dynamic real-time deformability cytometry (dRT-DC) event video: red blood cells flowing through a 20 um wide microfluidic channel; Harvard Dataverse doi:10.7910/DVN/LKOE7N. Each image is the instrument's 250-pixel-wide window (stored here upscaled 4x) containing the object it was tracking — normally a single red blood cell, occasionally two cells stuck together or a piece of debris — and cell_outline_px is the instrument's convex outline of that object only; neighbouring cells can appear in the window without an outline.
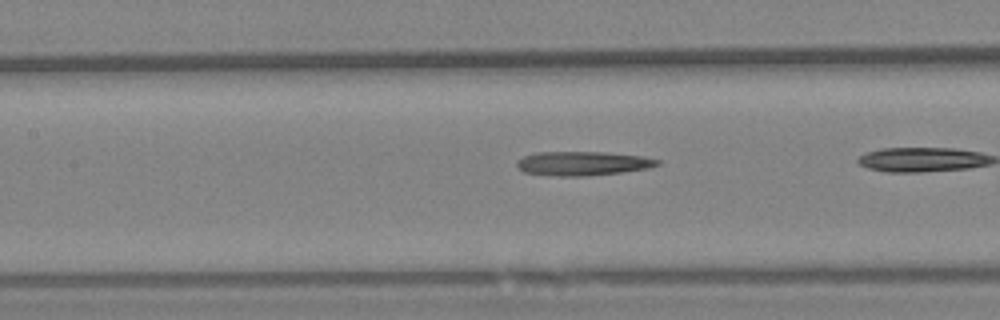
{"species": "Egyptian fruit bat (a non-hibernating species)", "species_latin": "Rousettus aegyptiacus", "temperature_condition": "warm", "stored_images_in_passage": 28, "camera_frame_rate_fps": 3000, "um_per_image_px": 0.085, "animal": {"sex": "female"}, "frame": {"image": 1, "passage_image": 16, "time_ms": 5.0, "image_size_px": [1000, 320], "cell_outline_px": [[660, 164], [648, 168], [620, 172], [580, 176], [560, 176], [524, 172], [516, 164], [516, 160], [524, 156], [536, 152], [608, 152], [644, 156], [660, 160]], "centroid_in_image_um": [49.54, 13.87], "position_along_channel_um": 157.9, "area_um2": 19.59}}